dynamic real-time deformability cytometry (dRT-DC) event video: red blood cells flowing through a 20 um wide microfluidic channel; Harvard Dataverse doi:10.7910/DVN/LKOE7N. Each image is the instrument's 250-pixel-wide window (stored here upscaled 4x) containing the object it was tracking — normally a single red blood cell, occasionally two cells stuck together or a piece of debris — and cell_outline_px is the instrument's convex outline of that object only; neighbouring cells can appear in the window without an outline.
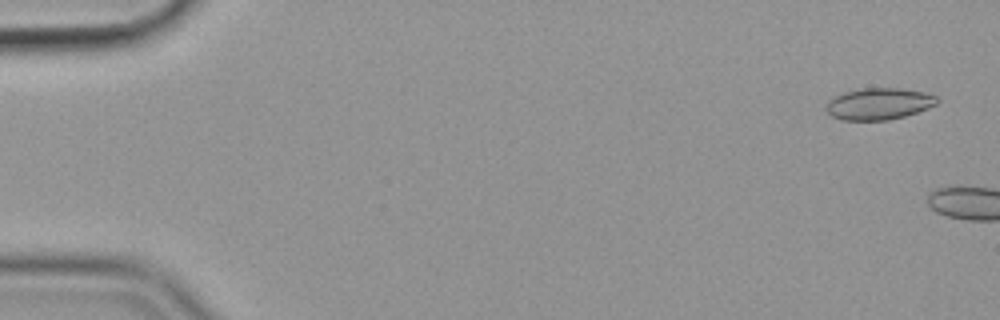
{"species": "common noctule bat (a hibernating species)", "species_latin": "Nyctalus noctula", "temperature_condition": "cold", "stored_images_in_passage": 9, "camera_frame_rate_fps": 3000, "um_per_image_px": 0.085, "animal": {"sex": "female", "body_mass_g": 19.9}, "frame": {"image": 1, "passage_image": 3, "time_ms": 0.667, "image_size_px": [1000, 320], "cell_outline_px": [[940, 100], [936, 104], [928, 108], [904, 116], [888, 120], [840, 120], [832, 116], [828, 112], [828, 100], [844, 92], [864, 88], [900, 88], [924, 92], [936, 96]], "centroid_in_image_um": [74.73, 8.82], "position_along_channel_um": 10.3, "area_um2": 20.29}}